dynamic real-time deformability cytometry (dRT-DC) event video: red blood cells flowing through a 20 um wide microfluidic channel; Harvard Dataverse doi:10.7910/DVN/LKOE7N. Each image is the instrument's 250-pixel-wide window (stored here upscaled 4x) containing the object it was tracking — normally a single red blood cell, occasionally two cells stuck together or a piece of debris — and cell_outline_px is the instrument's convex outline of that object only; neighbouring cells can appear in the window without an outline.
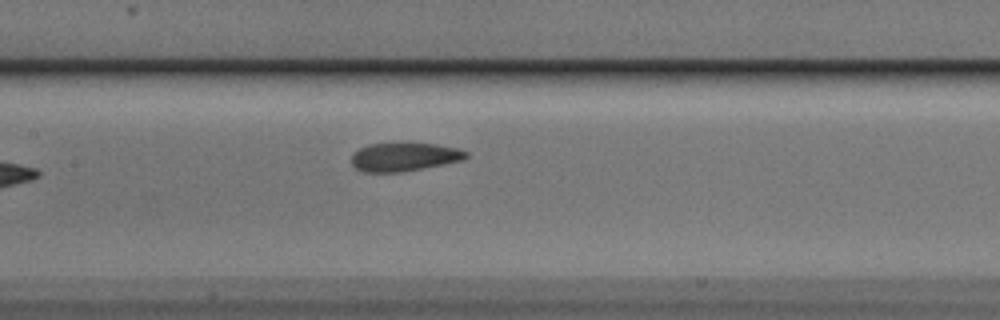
{"species": "Egyptian fruit bat (a non-hibernating species)", "species_latin": "Rousettus aegyptiacus", "temperature_condition": "cold", "stored_images_in_passage": 8, "camera_frame_rate_fps": 3000, "um_per_image_px": 0.085, "animal": {"sex": "male"}, "frame": {"image": 1, "passage_image": 8, "time_ms": 9.333, "image_size_px": [1000, 320], "cell_outline_px": [[468, 156], [464, 160], [424, 168], [400, 172], [364, 172], [356, 168], [352, 164], [352, 152], [368, 144], [436, 144], [456, 148], [468, 152]], "centroid_in_image_um": [34.35, 13.35], "position_along_channel_um": 173.0, "area_um2": 18.84}}